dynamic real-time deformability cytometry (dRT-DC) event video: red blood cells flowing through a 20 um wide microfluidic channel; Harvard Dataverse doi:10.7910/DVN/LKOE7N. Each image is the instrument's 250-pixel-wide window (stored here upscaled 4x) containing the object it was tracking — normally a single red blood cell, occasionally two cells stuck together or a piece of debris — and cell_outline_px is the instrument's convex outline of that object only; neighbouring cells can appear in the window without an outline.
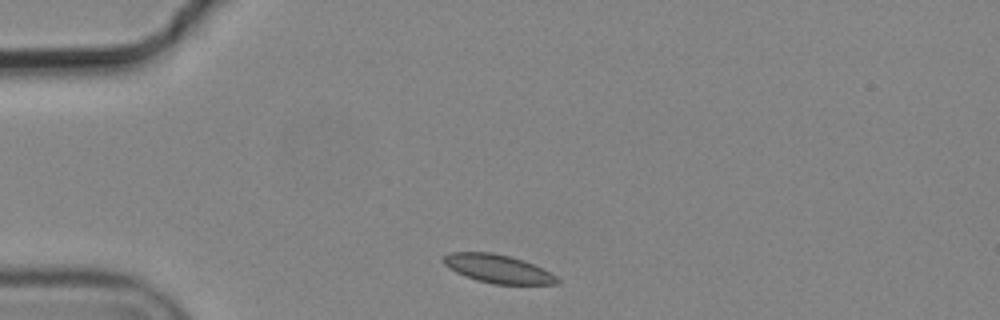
{"species": "common noctule bat (a hibernating species)", "species_latin": "Nyctalus noctula", "temperature_condition": "cold", "stored_images_in_passage": 1, "camera_frame_rate_fps": 3000, "um_per_image_px": 0.085, "animal": {"sex": "male", "body_mass_g": 19.2, "forearm_length_mm": 51.8}, "frame": {"image": 1, "passage_image": 1, "time_ms": 0.0, "image_size_px": [1000, 320], "cell_outline_px": [[560, 280], [556, 284], [492, 284], [476, 280], [464, 276], [448, 268], [440, 260], [448, 252], [492, 252], [524, 260], [544, 268], [556, 276]], "centroid_in_image_um": [42.29, 22.84], "position_along_channel_um": 42.7, "area_um2": 19.02}}